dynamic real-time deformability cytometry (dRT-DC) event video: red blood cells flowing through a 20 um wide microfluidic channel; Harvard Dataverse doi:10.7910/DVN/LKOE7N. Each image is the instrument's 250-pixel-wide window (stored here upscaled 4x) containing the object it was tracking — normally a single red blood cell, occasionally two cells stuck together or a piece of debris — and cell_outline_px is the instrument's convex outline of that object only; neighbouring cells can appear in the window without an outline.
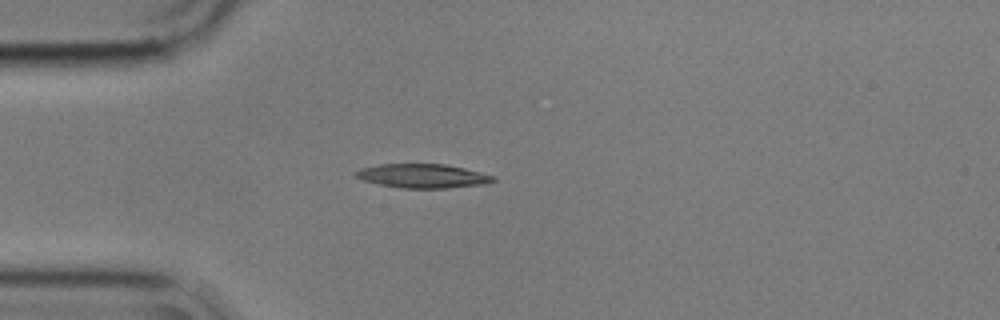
{"species": "common noctule bat (a hibernating species)", "species_latin": "Nyctalus noctula", "temperature_condition": "cold", "stored_images_in_passage": 42, "camera_frame_rate_fps": 3000, "um_per_image_px": 0.085, "animal": {"sex": "male", "body_mass_g": 17.9}, "frame": {"image": 1, "passage_image": 1, "time_ms": 0.0, "image_size_px": [1000, 320], "cell_outline_px": [[496, 180], [484, 184], [448, 188], [400, 188], [380, 184], [364, 180], [356, 176], [352, 172], [360, 168], [380, 164], [444, 164], [464, 168], [496, 176]], "centroid_in_image_um": [35.93, 14.95], "position_along_channel_um": 49.1, "area_um2": 19.19}}
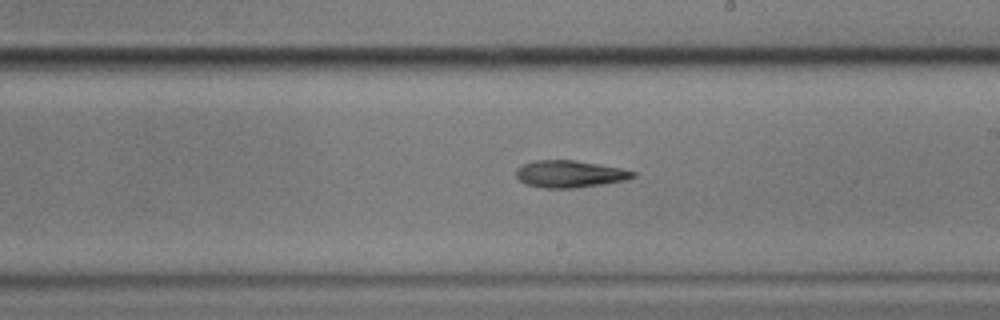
{"frame": {"image": 2, "passage_image": 18, "time_ms": 5.667, "image_size_px": [1000, 320], "cell_outline_px": [[636, 176], [628, 180], [604, 184], [576, 188], [544, 188], [524, 184], [516, 176], [516, 168], [524, 164], [536, 160], [572, 160], [620, 168], [636, 172]], "centroid_in_image_um": [48.43, 14.8], "position_along_channel_um": 240.6, "area_um2": 18.44}}
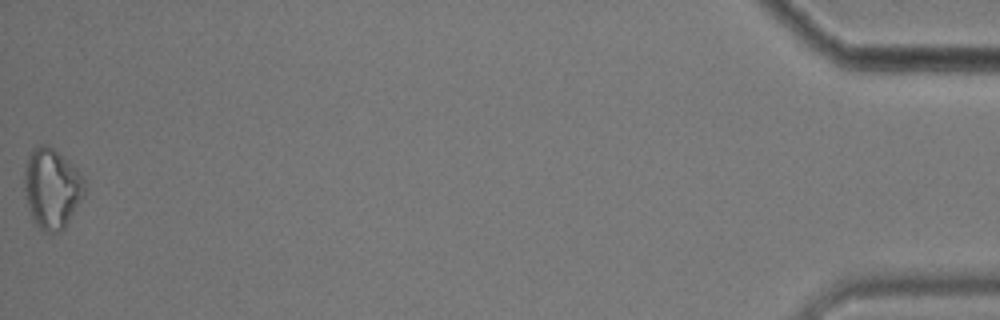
{"frame": {"image": 3, "passage_image": 42, "time_ms": 13.667, "image_size_px": [1000, 320], "cell_outline_px": [[84, 192], [80, 200], [64, 228], [60, 232], [44, 232], [32, 224], [24, 188], [24, 176], [28, 156], [32, 148], [40, 144], [48, 144], [68, 160], [76, 168], [84, 180]], "centroid_in_image_um": [4.37, 16.02], "position_along_channel_um": 430.8, "area_um2": 28.09}, "authors_computed_cell_mechanics": {"area_um2": 18.6694, "velocity_mm_per_s": 3.5782, "shape_relaxation_time_tau1_ms": 4.9162, "shape_relaxation_time_tau2_ms": null, "deformation_change_tau1": 0.1923, "deformation_change_tau2": null}}